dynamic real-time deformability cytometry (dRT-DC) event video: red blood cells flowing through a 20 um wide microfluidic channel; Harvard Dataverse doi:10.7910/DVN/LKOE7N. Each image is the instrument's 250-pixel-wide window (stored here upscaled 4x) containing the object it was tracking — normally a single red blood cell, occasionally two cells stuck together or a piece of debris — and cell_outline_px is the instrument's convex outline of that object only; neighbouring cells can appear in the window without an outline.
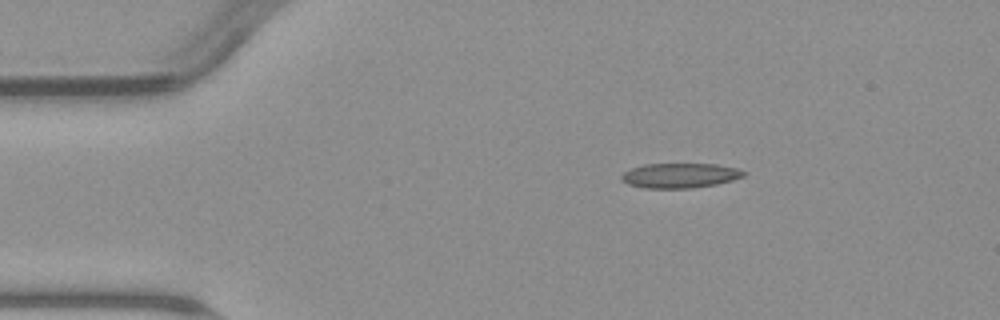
{"species": "common noctule bat (a hibernating species)", "species_latin": "Nyctalus noctula", "temperature_condition": "warm", "stored_images_in_passage": 3, "camera_frame_rate_fps": 3000, "um_per_image_px": 0.085, "animal": {"sex": "male", "body_mass_g": 23.1, "forearm_length_mm": 52.7}, "frame": {"image": 1, "passage_image": 3, "time_ms": 2.333, "image_size_px": [1000, 320], "cell_outline_px": [[748, 172], [744, 176], [732, 180], [716, 184], [692, 188], [644, 188], [628, 184], [620, 180], [620, 176], [624, 172], [632, 168], [644, 164], [716, 164], [736, 168]], "centroid_in_image_um": [57.78, 14.92], "position_along_channel_um": 27.2, "area_um2": 17.69}}